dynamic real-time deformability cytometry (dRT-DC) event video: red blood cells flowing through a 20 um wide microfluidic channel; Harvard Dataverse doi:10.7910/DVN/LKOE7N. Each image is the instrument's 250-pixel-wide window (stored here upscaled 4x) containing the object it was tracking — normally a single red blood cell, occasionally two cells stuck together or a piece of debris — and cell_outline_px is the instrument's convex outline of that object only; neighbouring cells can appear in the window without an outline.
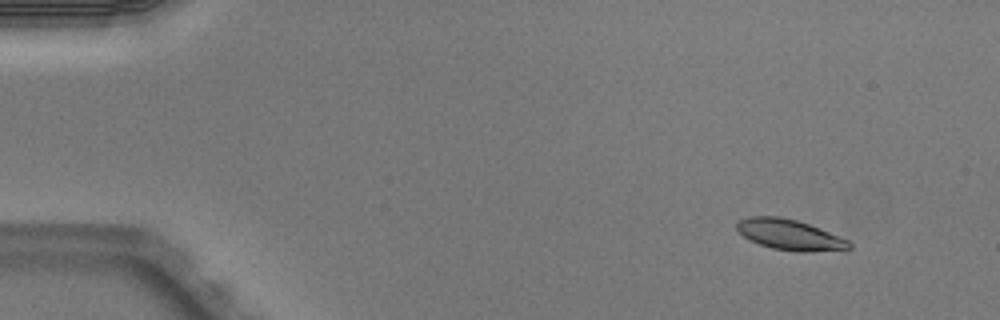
{"species": "Egyptian fruit bat (a non-hibernating species)", "species_latin": "Rousettus aegyptiacus", "temperature_condition": "warm", "stored_images_in_passage": 4, "camera_frame_rate_fps": 3000, "um_per_image_px": 0.085, "animal": {"sex": "male"}, "frame": {"image": 1, "passage_image": 2, "time_ms": 0.333, "image_size_px": [1000, 320], "cell_outline_px": [[852, 248], [848, 252], [800, 252], [772, 248], [748, 240], [736, 228], [736, 224], [740, 220], [748, 216], [780, 216], [796, 220], [808, 224], [848, 240], [852, 244]], "centroid_in_image_um": [67.2, 19.99], "position_along_channel_um": 17.8, "area_um2": 20.35}}
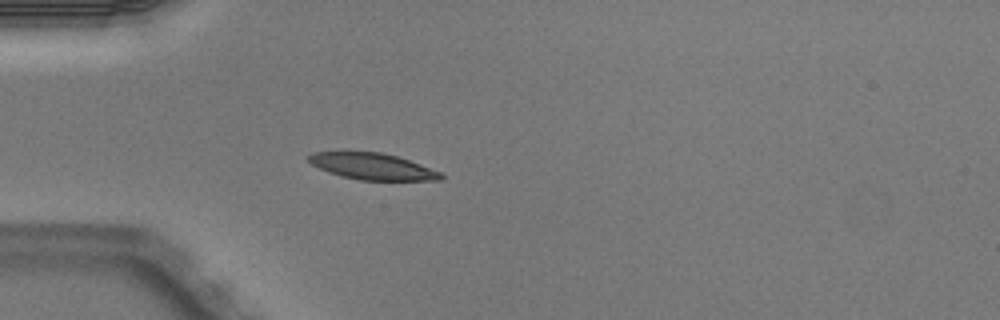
{"frame": {"image": 2, "passage_image": 4, "time_ms": 1.0, "image_size_px": [1000, 320], "cell_outline_px": [[444, 176], [440, 180], [360, 180], [328, 172], [312, 164], [308, 160], [308, 156], [312, 152], [380, 152], [396, 156], [420, 164], [440, 172]], "centroid_in_image_um": [31.66, 14.14], "position_along_channel_um": 53.3, "area_um2": 20.0}}